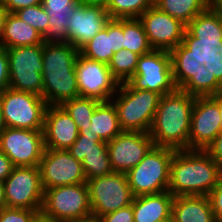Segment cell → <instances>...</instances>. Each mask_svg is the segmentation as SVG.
<instances>
[{
    "label": "cell",
    "mask_w": 222,
    "mask_h": 222,
    "mask_svg": "<svg viewBox=\"0 0 222 222\" xmlns=\"http://www.w3.org/2000/svg\"><path fill=\"white\" fill-rule=\"evenodd\" d=\"M139 20L153 49L175 53L195 71L211 65V50L180 20L156 6L148 8Z\"/></svg>",
    "instance_id": "1"
},
{
    "label": "cell",
    "mask_w": 222,
    "mask_h": 222,
    "mask_svg": "<svg viewBox=\"0 0 222 222\" xmlns=\"http://www.w3.org/2000/svg\"><path fill=\"white\" fill-rule=\"evenodd\" d=\"M195 97L196 71L174 92L161 96L149 131L154 146L189 149Z\"/></svg>",
    "instance_id": "2"
},
{
    "label": "cell",
    "mask_w": 222,
    "mask_h": 222,
    "mask_svg": "<svg viewBox=\"0 0 222 222\" xmlns=\"http://www.w3.org/2000/svg\"><path fill=\"white\" fill-rule=\"evenodd\" d=\"M222 179V168L205 150H176L168 191L174 196H207Z\"/></svg>",
    "instance_id": "3"
},
{
    "label": "cell",
    "mask_w": 222,
    "mask_h": 222,
    "mask_svg": "<svg viewBox=\"0 0 222 222\" xmlns=\"http://www.w3.org/2000/svg\"><path fill=\"white\" fill-rule=\"evenodd\" d=\"M195 70L175 53L152 49L141 55L134 75L127 81L133 88L161 96L174 92Z\"/></svg>",
    "instance_id": "4"
},
{
    "label": "cell",
    "mask_w": 222,
    "mask_h": 222,
    "mask_svg": "<svg viewBox=\"0 0 222 222\" xmlns=\"http://www.w3.org/2000/svg\"><path fill=\"white\" fill-rule=\"evenodd\" d=\"M115 96L111 101L116 108L120 128L123 131L149 133L161 95L154 91L135 89L125 82L119 84Z\"/></svg>",
    "instance_id": "5"
},
{
    "label": "cell",
    "mask_w": 222,
    "mask_h": 222,
    "mask_svg": "<svg viewBox=\"0 0 222 222\" xmlns=\"http://www.w3.org/2000/svg\"><path fill=\"white\" fill-rule=\"evenodd\" d=\"M175 151L169 147L153 146L138 165L126 173L134 197L168 191L170 163Z\"/></svg>",
    "instance_id": "6"
},
{
    "label": "cell",
    "mask_w": 222,
    "mask_h": 222,
    "mask_svg": "<svg viewBox=\"0 0 222 222\" xmlns=\"http://www.w3.org/2000/svg\"><path fill=\"white\" fill-rule=\"evenodd\" d=\"M155 6L185 24L210 50L214 47L220 25L208 0H159Z\"/></svg>",
    "instance_id": "7"
},
{
    "label": "cell",
    "mask_w": 222,
    "mask_h": 222,
    "mask_svg": "<svg viewBox=\"0 0 222 222\" xmlns=\"http://www.w3.org/2000/svg\"><path fill=\"white\" fill-rule=\"evenodd\" d=\"M218 102L202 87V69L196 71V97L192 110L189 150H206L220 133Z\"/></svg>",
    "instance_id": "8"
},
{
    "label": "cell",
    "mask_w": 222,
    "mask_h": 222,
    "mask_svg": "<svg viewBox=\"0 0 222 222\" xmlns=\"http://www.w3.org/2000/svg\"><path fill=\"white\" fill-rule=\"evenodd\" d=\"M42 44L7 48L9 58V88L43 97Z\"/></svg>",
    "instance_id": "9"
},
{
    "label": "cell",
    "mask_w": 222,
    "mask_h": 222,
    "mask_svg": "<svg viewBox=\"0 0 222 222\" xmlns=\"http://www.w3.org/2000/svg\"><path fill=\"white\" fill-rule=\"evenodd\" d=\"M6 127L42 131L48 104L43 97L7 88L0 92Z\"/></svg>",
    "instance_id": "10"
},
{
    "label": "cell",
    "mask_w": 222,
    "mask_h": 222,
    "mask_svg": "<svg viewBox=\"0 0 222 222\" xmlns=\"http://www.w3.org/2000/svg\"><path fill=\"white\" fill-rule=\"evenodd\" d=\"M91 212L98 217L132 204L133 194L126 173L91 178L86 181Z\"/></svg>",
    "instance_id": "11"
},
{
    "label": "cell",
    "mask_w": 222,
    "mask_h": 222,
    "mask_svg": "<svg viewBox=\"0 0 222 222\" xmlns=\"http://www.w3.org/2000/svg\"><path fill=\"white\" fill-rule=\"evenodd\" d=\"M41 211L55 222L91 214L87 184L65 185L44 190Z\"/></svg>",
    "instance_id": "12"
},
{
    "label": "cell",
    "mask_w": 222,
    "mask_h": 222,
    "mask_svg": "<svg viewBox=\"0 0 222 222\" xmlns=\"http://www.w3.org/2000/svg\"><path fill=\"white\" fill-rule=\"evenodd\" d=\"M3 186L6 207L41 211L44 189L39 166L14 167Z\"/></svg>",
    "instance_id": "13"
},
{
    "label": "cell",
    "mask_w": 222,
    "mask_h": 222,
    "mask_svg": "<svg viewBox=\"0 0 222 222\" xmlns=\"http://www.w3.org/2000/svg\"><path fill=\"white\" fill-rule=\"evenodd\" d=\"M75 71L79 96L107 102L117 93L119 82L113 77L108 64L88 59L79 53Z\"/></svg>",
    "instance_id": "14"
},
{
    "label": "cell",
    "mask_w": 222,
    "mask_h": 222,
    "mask_svg": "<svg viewBox=\"0 0 222 222\" xmlns=\"http://www.w3.org/2000/svg\"><path fill=\"white\" fill-rule=\"evenodd\" d=\"M44 150L42 131L6 127L0 134V151L14 167L39 166Z\"/></svg>",
    "instance_id": "15"
},
{
    "label": "cell",
    "mask_w": 222,
    "mask_h": 222,
    "mask_svg": "<svg viewBox=\"0 0 222 222\" xmlns=\"http://www.w3.org/2000/svg\"><path fill=\"white\" fill-rule=\"evenodd\" d=\"M43 189L86 183L81 161L68 150L46 149L39 164Z\"/></svg>",
    "instance_id": "16"
},
{
    "label": "cell",
    "mask_w": 222,
    "mask_h": 222,
    "mask_svg": "<svg viewBox=\"0 0 222 222\" xmlns=\"http://www.w3.org/2000/svg\"><path fill=\"white\" fill-rule=\"evenodd\" d=\"M153 146L154 143L149 133L122 131L107 142L112 171L127 173L138 165Z\"/></svg>",
    "instance_id": "17"
},
{
    "label": "cell",
    "mask_w": 222,
    "mask_h": 222,
    "mask_svg": "<svg viewBox=\"0 0 222 222\" xmlns=\"http://www.w3.org/2000/svg\"><path fill=\"white\" fill-rule=\"evenodd\" d=\"M109 19L105 8L78 3L68 18L66 42L80 49L105 27Z\"/></svg>",
    "instance_id": "18"
},
{
    "label": "cell",
    "mask_w": 222,
    "mask_h": 222,
    "mask_svg": "<svg viewBox=\"0 0 222 222\" xmlns=\"http://www.w3.org/2000/svg\"><path fill=\"white\" fill-rule=\"evenodd\" d=\"M46 149L68 150L78 138V128L61 106H48L43 125Z\"/></svg>",
    "instance_id": "19"
},
{
    "label": "cell",
    "mask_w": 222,
    "mask_h": 222,
    "mask_svg": "<svg viewBox=\"0 0 222 222\" xmlns=\"http://www.w3.org/2000/svg\"><path fill=\"white\" fill-rule=\"evenodd\" d=\"M123 38L122 19H109L105 27L79 49V53L108 64L112 55L123 48Z\"/></svg>",
    "instance_id": "20"
},
{
    "label": "cell",
    "mask_w": 222,
    "mask_h": 222,
    "mask_svg": "<svg viewBox=\"0 0 222 222\" xmlns=\"http://www.w3.org/2000/svg\"><path fill=\"white\" fill-rule=\"evenodd\" d=\"M173 200L169 191L134 197V222H159L171 217Z\"/></svg>",
    "instance_id": "21"
},
{
    "label": "cell",
    "mask_w": 222,
    "mask_h": 222,
    "mask_svg": "<svg viewBox=\"0 0 222 222\" xmlns=\"http://www.w3.org/2000/svg\"><path fill=\"white\" fill-rule=\"evenodd\" d=\"M78 0H42V6L49 16V27L42 36L43 42H66L68 18Z\"/></svg>",
    "instance_id": "22"
},
{
    "label": "cell",
    "mask_w": 222,
    "mask_h": 222,
    "mask_svg": "<svg viewBox=\"0 0 222 222\" xmlns=\"http://www.w3.org/2000/svg\"><path fill=\"white\" fill-rule=\"evenodd\" d=\"M79 49L67 42H45L43 50V72L41 75L76 73L75 61Z\"/></svg>",
    "instance_id": "23"
},
{
    "label": "cell",
    "mask_w": 222,
    "mask_h": 222,
    "mask_svg": "<svg viewBox=\"0 0 222 222\" xmlns=\"http://www.w3.org/2000/svg\"><path fill=\"white\" fill-rule=\"evenodd\" d=\"M174 222H216L207 196H176L172 204Z\"/></svg>",
    "instance_id": "24"
},
{
    "label": "cell",
    "mask_w": 222,
    "mask_h": 222,
    "mask_svg": "<svg viewBox=\"0 0 222 222\" xmlns=\"http://www.w3.org/2000/svg\"><path fill=\"white\" fill-rule=\"evenodd\" d=\"M43 99L48 106H60L63 102L79 97L76 73L42 75Z\"/></svg>",
    "instance_id": "25"
},
{
    "label": "cell",
    "mask_w": 222,
    "mask_h": 222,
    "mask_svg": "<svg viewBox=\"0 0 222 222\" xmlns=\"http://www.w3.org/2000/svg\"><path fill=\"white\" fill-rule=\"evenodd\" d=\"M42 35L15 13H9L0 38V45L4 48L18 46H32L42 44Z\"/></svg>",
    "instance_id": "26"
},
{
    "label": "cell",
    "mask_w": 222,
    "mask_h": 222,
    "mask_svg": "<svg viewBox=\"0 0 222 222\" xmlns=\"http://www.w3.org/2000/svg\"><path fill=\"white\" fill-rule=\"evenodd\" d=\"M90 133L95 134L101 141L109 142L123 130L113 102H99L91 116Z\"/></svg>",
    "instance_id": "27"
},
{
    "label": "cell",
    "mask_w": 222,
    "mask_h": 222,
    "mask_svg": "<svg viewBox=\"0 0 222 222\" xmlns=\"http://www.w3.org/2000/svg\"><path fill=\"white\" fill-rule=\"evenodd\" d=\"M122 28L124 35L123 49L135 52L140 56L153 49L139 18L122 19Z\"/></svg>",
    "instance_id": "28"
},
{
    "label": "cell",
    "mask_w": 222,
    "mask_h": 222,
    "mask_svg": "<svg viewBox=\"0 0 222 222\" xmlns=\"http://www.w3.org/2000/svg\"><path fill=\"white\" fill-rule=\"evenodd\" d=\"M99 101L87 97H76L63 102L60 106L75 122L78 131L90 129L91 116Z\"/></svg>",
    "instance_id": "29"
},
{
    "label": "cell",
    "mask_w": 222,
    "mask_h": 222,
    "mask_svg": "<svg viewBox=\"0 0 222 222\" xmlns=\"http://www.w3.org/2000/svg\"><path fill=\"white\" fill-rule=\"evenodd\" d=\"M139 57V54L123 48L112 55L108 67L119 84L127 82L134 75Z\"/></svg>",
    "instance_id": "30"
},
{
    "label": "cell",
    "mask_w": 222,
    "mask_h": 222,
    "mask_svg": "<svg viewBox=\"0 0 222 222\" xmlns=\"http://www.w3.org/2000/svg\"><path fill=\"white\" fill-rule=\"evenodd\" d=\"M153 6L152 0H110L106 10L110 19L139 18Z\"/></svg>",
    "instance_id": "31"
},
{
    "label": "cell",
    "mask_w": 222,
    "mask_h": 222,
    "mask_svg": "<svg viewBox=\"0 0 222 222\" xmlns=\"http://www.w3.org/2000/svg\"><path fill=\"white\" fill-rule=\"evenodd\" d=\"M90 129L79 130L78 138L68 149L69 153L78 161H83L85 155L91 152H108L107 142L90 133Z\"/></svg>",
    "instance_id": "32"
},
{
    "label": "cell",
    "mask_w": 222,
    "mask_h": 222,
    "mask_svg": "<svg viewBox=\"0 0 222 222\" xmlns=\"http://www.w3.org/2000/svg\"><path fill=\"white\" fill-rule=\"evenodd\" d=\"M82 165L86 180L113 172L108 152H91L85 155Z\"/></svg>",
    "instance_id": "33"
},
{
    "label": "cell",
    "mask_w": 222,
    "mask_h": 222,
    "mask_svg": "<svg viewBox=\"0 0 222 222\" xmlns=\"http://www.w3.org/2000/svg\"><path fill=\"white\" fill-rule=\"evenodd\" d=\"M202 87L218 102L221 111L220 132H222V72L213 65L202 69Z\"/></svg>",
    "instance_id": "34"
},
{
    "label": "cell",
    "mask_w": 222,
    "mask_h": 222,
    "mask_svg": "<svg viewBox=\"0 0 222 222\" xmlns=\"http://www.w3.org/2000/svg\"><path fill=\"white\" fill-rule=\"evenodd\" d=\"M15 14L22 20L35 28L42 36L49 27V16L43 8L42 4L22 8L17 10Z\"/></svg>",
    "instance_id": "35"
},
{
    "label": "cell",
    "mask_w": 222,
    "mask_h": 222,
    "mask_svg": "<svg viewBox=\"0 0 222 222\" xmlns=\"http://www.w3.org/2000/svg\"><path fill=\"white\" fill-rule=\"evenodd\" d=\"M38 211L22 208L3 207L0 209V222H29Z\"/></svg>",
    "instance_id": "36"
},
{
    "label": "cell",
    "mask_w": 222,
    "mask_h": 222,
    "mask_svg": "<svg viewBox=\"0 0 222 222\" xmlns=\"http://www.w3.org/2000/svg\"><path fill=\"white\" fill-rule=\"evenodd\" d=\"M216 222H222V179L207 195Z\"/></svg>",
    "instance_id": "37"
},
{
    "label": "cell",
    "mask_w": 222,
    "mask_h": 222,
    "mask_svg": "<svg viewBox=\"0 0 222 222\" xmlns=\"http://www.w3.org/2000/svg\"><path fill=\"white\" fill-rule=\"evenodd\" d=\"M100 220L101 222H134L133 206L130 204L117 211L100 216Z\"/></svg>",
    "instance_id": "38"
},
{
    "label": "cell",
    "mask_w": 222,
    "mask_h": 222,
    "mask_svg": "<svg viewBox=\"0 0 222 222\" xmlns=\"http://www.w3.org/2000/svg\"><path fill=\"white\" fill-rule=\"evenodd\" d=\"M9 88V58L6 48L0 47V92Z\"/></svg>",
    "instance_id": "39"
},
{
    "label": "cell",
    "mask_w": 222,
    "mask_h": 222,
    "mask_svg": "<svg viewBox=\"0 0 222 222\" xmlns=\"http://www.w3.org/2000/svg\"><path fill=\"white\" fill-rule=\"evenodd\" d=\"M205 151L222 168V132L216 136Z\"/></svg>",
    "instance_id": "40"
},
{
    "label": "cell",
    "mask_w": 222,
    "mask_h": 222,
    "mask_svg": "<svg viewBox=\"0 0 222 222\" xmlns=\"http://www.w3.org/2000/svg\"><path fill=\"white\" fill-rule=\"evenodd\" d=\"M1 3L9 13H15L22 8L42 4V0H1Z\"/></svg>",
    "instance_id": "41"
},
{
    "label": "cell",
    "mask_w": 222,
    "mask_h": 222,
    "mask_svg": "<svg viewBox=\"0 0 222 222\" xmlns=\"http://www.w3.org/2000/svg\"><path fill=\"white\" fill-rule=\"evenodd\" d=\"M14 165L10 158L0 151V182H4L6 178L11 174Z\"/></svg>",
    "instance_id": "42"
},
{
    "label": "cell",
    "mask_w": 222,
    "mask_h": 222,
    "mask_svg": "<svg viewBox=\"0 0 222 222\" xmlns=\"http://www.w3.org/2000/svg\"><path fill=\"white\" fill-rule=\"evenodd\" d=\"M211 60H222V23L214 47L211 49Z\"/></svg>",
    "instance_id": "43"
},
{
    "label": "cell",
    "mask_w": 222,
    "mask_h": 222,
    "mask_svg": "<svg viewBox=\"0 0 222 222\" xmlns=\"http://www.w3.org/2000/svg\"><path fill=\"white\" fill-rule=\"evenodd\" d=\"M210 9L218 24L222 23V0H208Z\"/></svg>",
    "instance_id": "44"
},
{
    "label": "cell",
    "mask_w": 222,
    "mask_h": 222,
    "mask_svg": "<svg viewBox=\"0 0 222 222\" xmlns=\"http://www.w3.org/2000/svg\"><path fill=\"white\" fill-rule=\"evenodd\" d=\"M109 1L110 0H78V3L87 6H99L106 9Z\"/></svg>",
    "instance_id": "45"
},
{
    "label": "cell",
    "mask_w": 222,
    "mask_h": 222,
    "mask_svg": "<svg viewBox=\"0 0 222 222\" xmlns=\"http://www.w3.org/2000/svg\"><path fill=\"white\" fill-rule=\"evenodd\" d=\"M64 222H101V220H100V217L91 213L89 215L76 218V219L66 220Z\"/></svg>",
    "instance_id": "46"
},
{
    "label": "cell",
    "mask_w": 222,
    "mask_h": 222,
    "mask_svg": "<svg viewBox=\"0 0 222 222\" xmlns=\"http://www.w3.org/2000/svg\"><path fill=\"white\" fill-rule=\"evenodd\" d=\"M8 14H9V11L0 2V38L2 36L4 25H5Z\"/></svg>",
    "instance_id": "47"
},
{
    "label": "cell",
    "mask_w": 222,
    "mask_h": 222,
    "mask_svg": "<svg viewBox=\"0 0 222 222\" xmlns=\"http://www.w3.org/2000/svg\"><path fill=\"white\" fill-rule=\"evenodd\" d=\"M29 222H55L48 215L44 214L42 211L37 212Z\"/></svg>",
    "instance_id": "48"
},
{
    "label": "cell",
    "mask_w": 222,
    "mask_h": 222,
    "mask_svg": "<svg viewBox=\"0 0 222 222\" xmlns=\"http://www.w3.org/2000/svg\"><path fill=\"white\" fill-rule=\"evenodd\" d=\"M6 206L3 182H0V209Z\"/></svg>",
    "instance_id": "49"
},
{
    "label": "cell",
    "mask_w": 222,
    "mask_h": 222,
    "mask_svg": "<svg viewBox=\"0 0 222 222\" xmlns=\"http://www.w3.org/2000/svg\"><path fill=\"white\" fill-rule=\"evenodd\" d=\"M6 125L3 119V113L1 109V97H0V134L5 130Z\"/></svg>",
    "instance_id": "50"
},
{
    "label": "cell",
    "mask_w": 222,
    "mask_h": 222,
    "mask_svg": "<svg viewBox=\"0 0 222 222\" xmlns=\"http://www.w3.org/2000/svg\"><path fill=\"white\" fill-rule=\"evenodd\" d=\"M211 65L216 66L222 72V60H211Z\"/></svg>",
    "instance_id": "51"
},
{
    "label": "cell",
    "mask_w": 222,
    "mask_h": 222,
    "mask_svg": "<svg viewBox=\"0 0 222 222\" xmlns=\"http://www.w3.org/2000/svg\"><path fill=\"white\" fill-rule=\"evenodd\" d=\"M159 222H174V219H173V217L171 216V217H169V218H167V219H164V220H162V221H159Z\"/></svg>",
    "instance_id": "52"
},
{
    "label": "cell",
    "mask_w": 222,
    "mask_h": 222,
    "mask_svg": "<svg viewBox=\"0 0 222 222\" xmlns=\"http://www.w3.org/2000/svg\"><path fill=\"white\" fill-rule=\"evenodd\" d=\"M153 4L155 5L159 0H152Z\"/></svg>",
    "instance_id": "53"
}]
</instances>
